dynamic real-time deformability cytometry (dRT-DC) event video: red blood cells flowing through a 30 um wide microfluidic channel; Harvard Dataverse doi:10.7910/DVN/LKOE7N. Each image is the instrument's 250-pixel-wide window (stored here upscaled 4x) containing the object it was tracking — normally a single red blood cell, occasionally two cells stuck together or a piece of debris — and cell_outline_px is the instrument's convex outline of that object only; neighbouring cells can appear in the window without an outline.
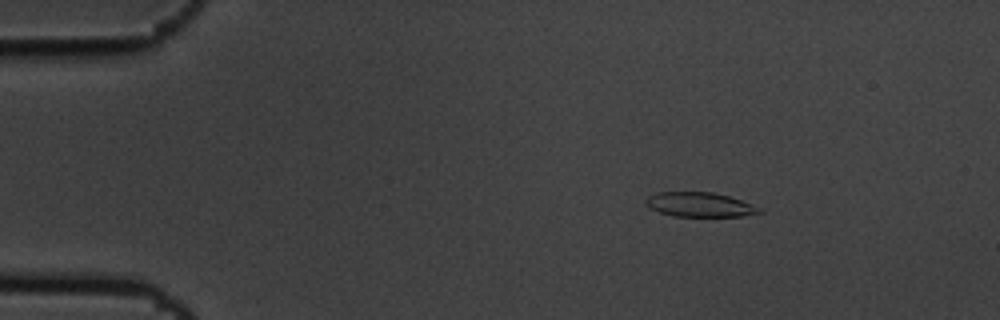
{"species": "common noctule bat (a hibernating species)", "species_latin": "Nyctalus noctula", "temperature_condition": "cold", "stored_images_in_passage": 5, "camera_frame_rate_fps": 3000, "um_per_image_px": 0.085, "animal": {"sex": "male", "body_mass_g": 19.5, "forearm_length_mm": 54.6}, "frame": {"image": 1, "passage_image": 1, "time_ms": 0.0, "image_size_px": [1000, 320], "cell_outline_px": [[764, 212], [740, 216], [672, 216], [660, 212], [652, 208], [644, 200], [648, 196], [656, 192], [712, 192], [728, 196], [752, 204], [760, 208]], "centroid_in_image_um": [59.48, 17.39], "position_along_channel_um": 25.5, "area_um2": 16.01}}
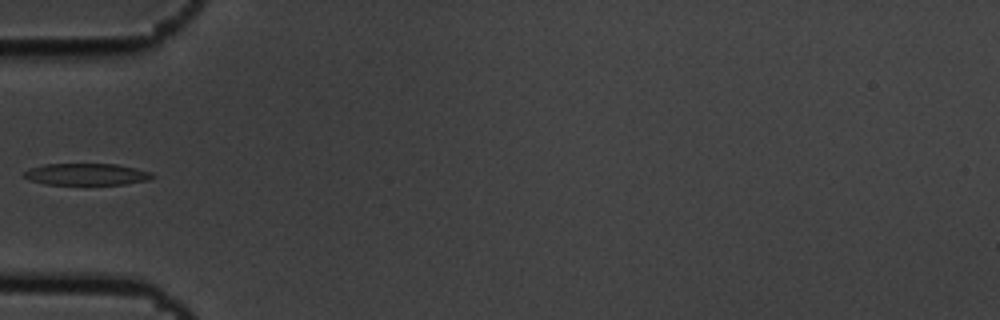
{"frame": {"image": 2, "passage_image": 4, "time_ms": 1.0, "image_size_px": [1000, 320], "cell_outline_px": [[156, 176], [148, 180], [124, 184], [44, 184], [28, 180], [24, 176], [24, 172], [28, 168], [44, 164], [116, 164], [136, 168], [152, 172]], "centroid_in_image_um": [7.34, 14.81], "position_along_channel_um": 77.7, "area_um2": 16.3}}
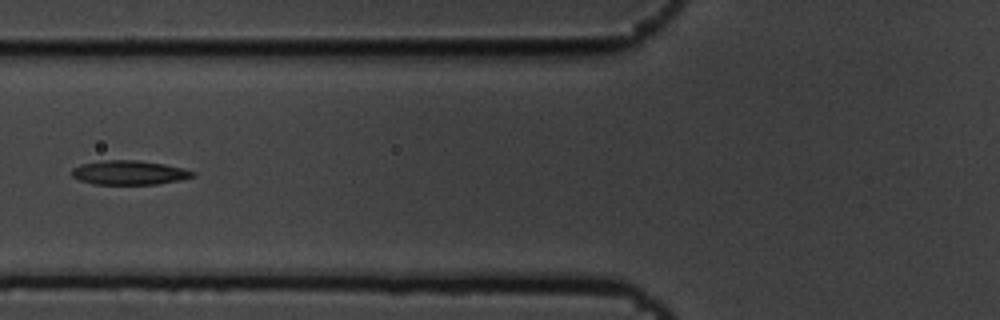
{"frame": {"image": 3, "passage_image": 5, "time_ms": 1.333, "image_size_px": [1000, 320], "cell_outline_px": [[196, 176], [180, 180], [156, 184], [92, 184], [80, 180], [72, 176], [72, 168], [80, 164], [104, 160], [136, 160], [164, 164], [184, 168], [196, 172]], "centroid_in_image_um": [11.0, 14.67], "position_along_channel_um": 114.8, "area_um2": 17.11}}